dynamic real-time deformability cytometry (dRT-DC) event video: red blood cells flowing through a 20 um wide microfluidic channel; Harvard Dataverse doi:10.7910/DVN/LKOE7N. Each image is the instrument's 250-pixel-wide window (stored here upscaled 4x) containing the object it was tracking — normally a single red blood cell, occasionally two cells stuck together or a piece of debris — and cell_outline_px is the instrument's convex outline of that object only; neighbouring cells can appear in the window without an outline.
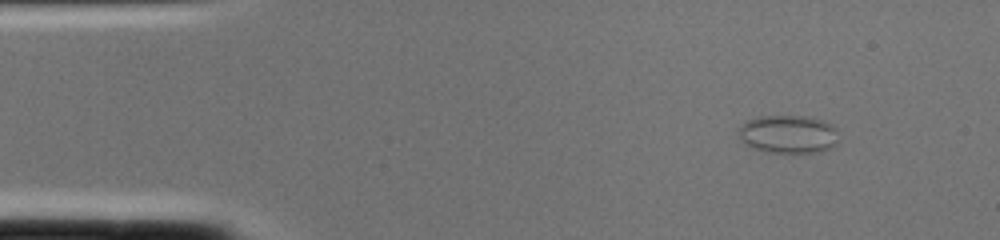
{"species": "common noctule bat (a hibernating species)", "species_latin": "Nyctalus noctula", "temperature_condition": "cold", "stored_images_in_passage": 1, "camera_frame_rate_fps": 3000, "um_per_image_px": 0.085, "animal": {"sex": "female", "body_mass_g": 22.0, "forearm_length_mm": 56.7}, "frame": {"image": 1, "passage_image": 1, "time_ms": 0.0, "image_size_px": [1000, 240], "cell_outline_px": [[836, 144], [832, 148], [816, 152], [764, 152], [744, 144], [740, 140], [736, 132], [736, 128], [744, 120], [760, 116], [808, 116], [832, 124], [836, 128]], "centroid_in_image_um": [66.91, 11.39], "position_along_channel_um": 18.1, "area_um2": 22.6}}